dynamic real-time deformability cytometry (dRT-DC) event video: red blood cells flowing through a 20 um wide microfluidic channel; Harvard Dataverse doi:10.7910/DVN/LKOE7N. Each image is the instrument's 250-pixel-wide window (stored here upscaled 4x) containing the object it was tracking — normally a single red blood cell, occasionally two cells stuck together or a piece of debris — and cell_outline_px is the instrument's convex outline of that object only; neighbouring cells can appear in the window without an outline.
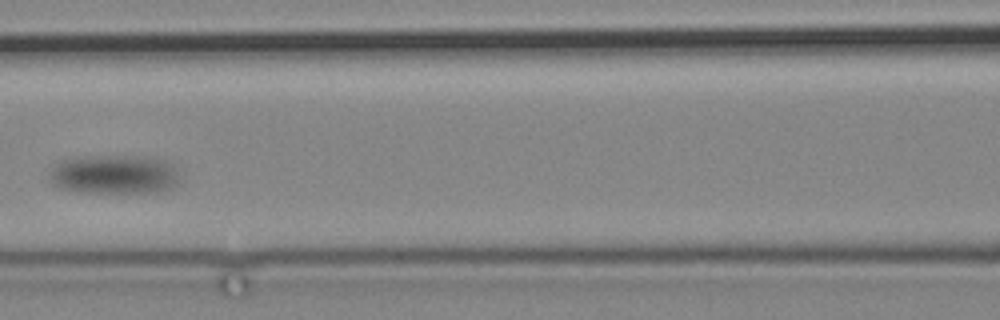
{"species": "common noctule bat (a hibernating species)", "species_latin": "Nyctalus noctula", "temperature_condition": "cold", "stored_images_in_passage": 15, "camera_frame_rate_fps": 3000, "um_per_image_px": 0.085, "animal": {"sex": "male", "body_mass_g": 19.2, "forearm_length_mm": 51.8}, "frame": {"image": 1, "passage_image": 11, "time_ms": 13.0, "image_size_px": [1000, 320], "cell_outline_px": [[180, 180], [176, 184], [168, 188], [156, 192], [84, 192], [60, 188], [52, 184], [48, 180], [52, 168], [56, 164], [64, 160], [88, 156], [156, 156], [164, 160], [172, 168]], "centroid_in_image_um": [9.68, 14.82], "position_along_channel_um": 156.9, "area_um2": 29.42}}
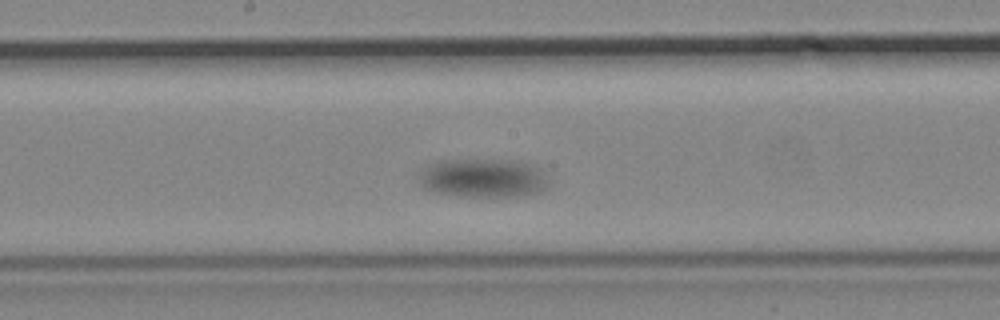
{"frame": {"image": 2, "passage_image": 13, "time_ms": 15.333, "image_size_px": [1000, 320], "cell_outline_px": [[548, 184], [540, 192], [524, 196], [464, 196], [436, 192], [424, 188], [420, 184], [416, 176], [436, 160], [520, 160], [532, 164], [540, 172]], "centroid_in_image_um": [41.02, 15.13], "position_along_channel_um": 207.2, "area_um2": 29.13}}
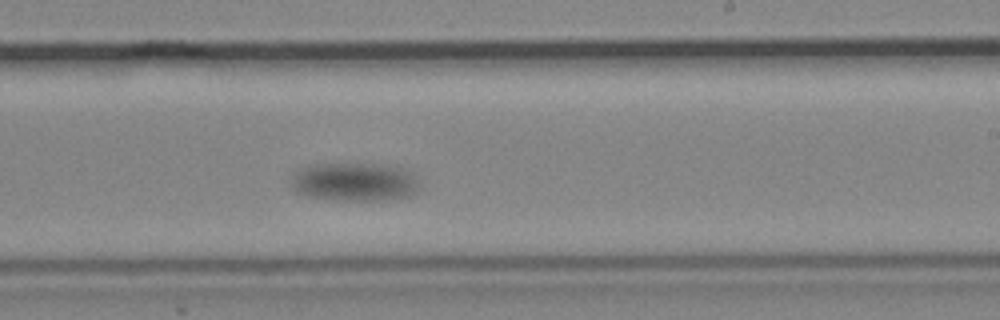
{"frame": {"image": 3, "passage_image": 15, "time_ms": 17.667, "image_size_px": [1000, 320], "cell_outline_px": [[420, 188], [416, 192], [408, 196], [392, 200], [336, 200], [304, 196], [296, 192], [292, 188], [292, 172], [308, 164], [380, 164], [404, 168], [412, 172], [420, 184]], "centroid_in_image_um": [30.13, 15.46], "position_along_channel_um": 258.9, "area_um2": 29.36}}